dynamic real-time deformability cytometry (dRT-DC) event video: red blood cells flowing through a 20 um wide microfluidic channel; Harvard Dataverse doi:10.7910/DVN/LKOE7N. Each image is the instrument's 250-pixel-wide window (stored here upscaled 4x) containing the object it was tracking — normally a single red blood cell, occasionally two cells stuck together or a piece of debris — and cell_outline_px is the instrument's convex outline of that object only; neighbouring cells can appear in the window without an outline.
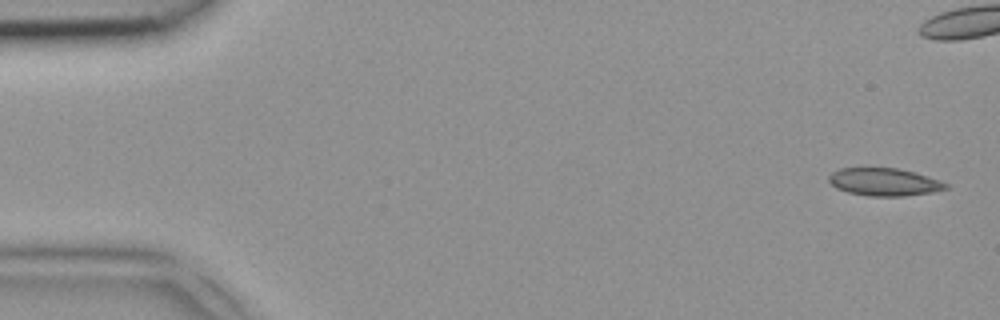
{"species": "common noctule bat (a hibernating species)", "species_latin": "Nyctalus noctula", "temperature_condition": "room temperature", "stored_images_in_passage": 6, "camera_frame_rate_fps": 3000, "um_per_image_px": 0.085, "animal": {"sex": "female", "body_mass_g": 18.4}, "frame": {"image": 1, "passage_image": 1, "time_ms": 0.0, "image_size_px": [1000, 320], "cell_outline_px": [[948, 188], [932, 192], [904, 196], [868, 196], [848, 192], [836, 188], [828, 180], [828, 176], [832, 172], [840, 168], [896, 168], [912, 172], [940, 180], [948, 184]], "centroid_in_image_um": [75.13, 15.47], "position_along_channel_um": 9.9, "area_um2": 18.73}}